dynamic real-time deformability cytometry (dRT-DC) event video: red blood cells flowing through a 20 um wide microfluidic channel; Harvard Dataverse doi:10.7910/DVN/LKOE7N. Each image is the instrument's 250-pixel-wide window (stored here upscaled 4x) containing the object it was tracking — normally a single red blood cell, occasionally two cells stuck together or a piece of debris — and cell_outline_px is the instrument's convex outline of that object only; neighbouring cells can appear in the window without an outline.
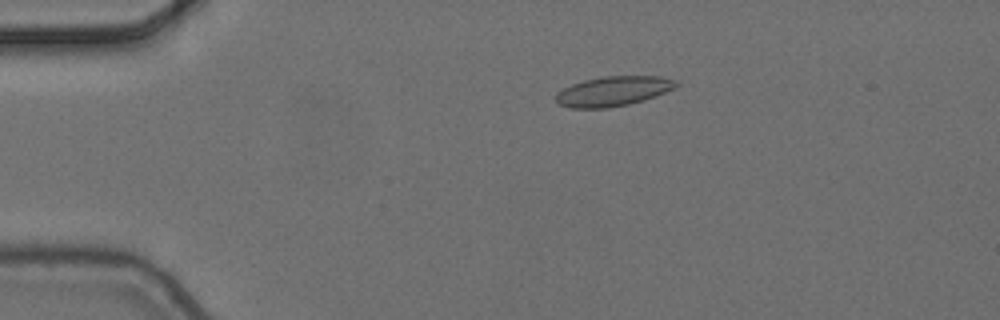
{"species": "common noctule bat (a hibernating species)", "species_latin": "Nyctalus noctula", "temperature_condition": "cold", "stored_images_in_passage": 5, "camera_frame_rate_fps": 3000, "um_per_image_px": 0.085, "animal": {"sex": "female", "body_mass_g": 24.6, "forearm_length_mm": 56.2}, "frame": {"image": 1, "passage_image": 2, "time_ms": 0.333, "image_size_px": [1000, 320], "cell_outline_px": [[680, 84], [676, 88], [656, 96], [644, 100], [628, 104], [608, 108], [572, 108], [560, 104], [556, 100], [556, 92], [572, 84], [584, 80], [600, 76], [660, 76], [676, 80]], "centroid_in_image_um": [52.16, 7.74], "position_along_channel_um": 32.8, "area_um2": 20.98}}